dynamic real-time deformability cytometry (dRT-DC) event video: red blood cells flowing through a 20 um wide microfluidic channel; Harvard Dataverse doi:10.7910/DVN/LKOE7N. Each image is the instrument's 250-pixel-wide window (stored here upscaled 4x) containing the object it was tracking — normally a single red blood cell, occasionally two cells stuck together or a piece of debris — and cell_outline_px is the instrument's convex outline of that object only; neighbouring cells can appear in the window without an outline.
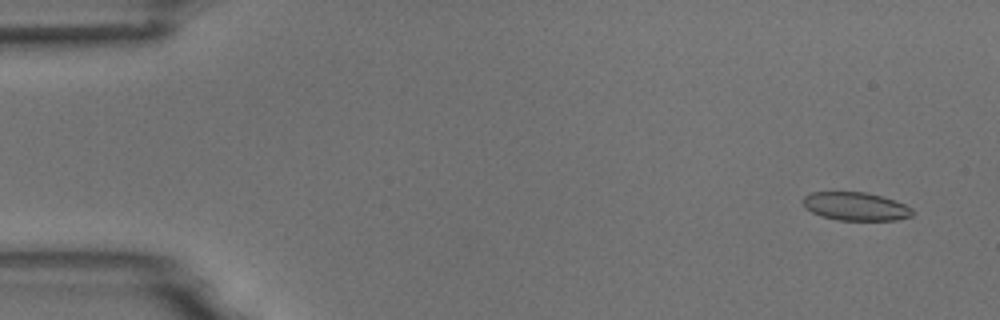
{"species": "common noctule bat (a hibernating species)", "species_latin": "Nyctalus noctula", "temperature_condition": "room temperature", "stored_images_in_passage": 10, "camera_frame_rate_fps": 3000, "um_per_image_px": 0.085, "animal": {"sex": "male", "body_mass_g": 18.8}, "frame": {"image": 1, "passage_image": 1, "time_ms": 0.0, "image_size_px": [1000, 320], "cell_outline_px": [[912, 216], [896, 220], [836, 220], [820, 216], [804, 208], [804, 196], [812, 192], [864, 192], [880, 196], [904, 204], [912, 208]], "centroid_in_image_um": [72.7, 17.55], "position_along_channel_um": 12.3, "area_um2": 17.92}}
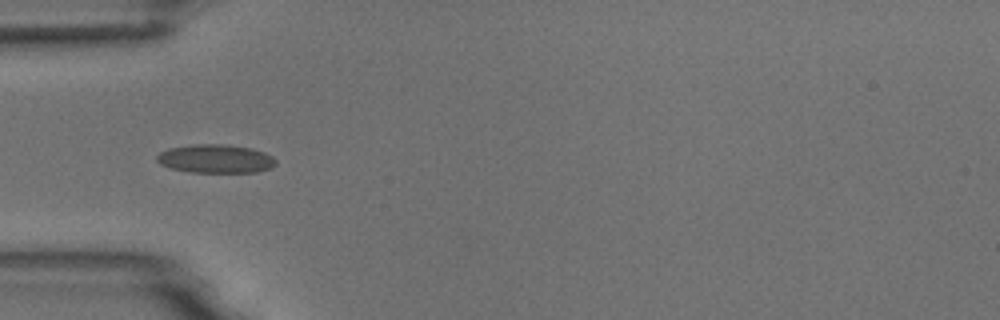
{"frame": {"image": 2, "passage_image": 5, "time_ms": 4.667, "image_size_px": [1000, 320], "cell_outline_px": [[276, 164], [272, 168], [256, 172], [192, 172], [172, 168], [160, 164], [156, 160], [156, 156], [160, 152], [168, 148], [192, 144], [224, 144], [252, 148], [264, 152], [272, 156], [276, 160]], "centroid_in_image_um": [18.34, 13.48], "position_along_channel_um": 66.7, "area_um2": 19.88}}
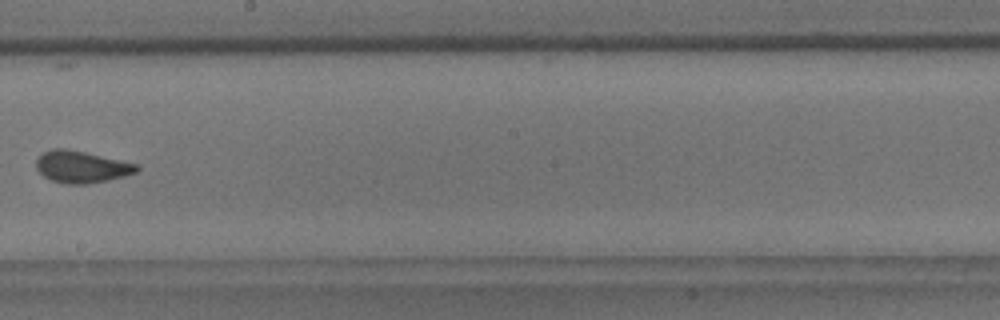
{"frame": {"image": 3, "passage_image": 9, "time_ms": 9.333, "image_size_px": [1000, 320], "cell_outline_px": [[140, 168], [136, 172], [124, 176], [88, 184], [68, 184], [52, 180], [44, 176], [36, 168], [36, 160], [44, 152], [52, 148], [64, 148], [84, 152], [140, 164]], "centroid_in_image_um": [6.95, 14.18], "position_along_channel_um": 241.3, "area_um2": 18.55}}